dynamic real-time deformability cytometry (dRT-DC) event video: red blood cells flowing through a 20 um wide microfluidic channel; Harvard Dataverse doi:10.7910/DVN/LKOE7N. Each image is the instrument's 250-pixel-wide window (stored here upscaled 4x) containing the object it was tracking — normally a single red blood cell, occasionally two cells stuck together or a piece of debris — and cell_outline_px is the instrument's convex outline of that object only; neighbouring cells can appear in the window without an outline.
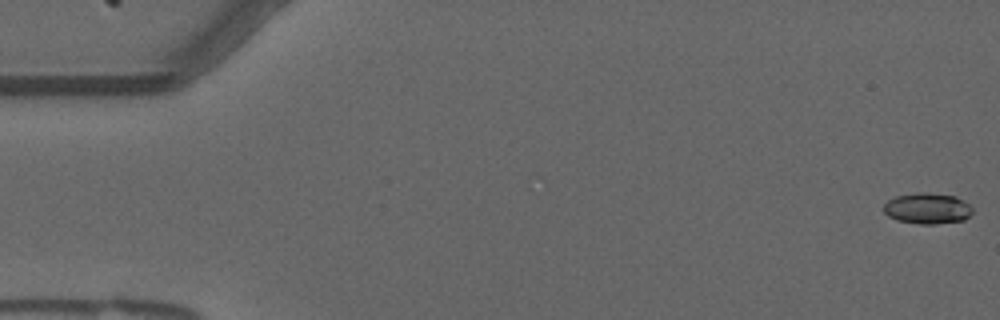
{"species": "common noctule bat (a hibernating species)", "species_latin": "Nyctalus noctula", "temperature_condition": "warm", "stored_images_in_passage": 42, "camera_frame_rate_fps": 3000, "um_per_image_px": 0.085, "animal": {"sex": "male", "forearm_length_mm": 52.5}, "frame": {"image": 1, "passage_image": 1, "time_ms": 0.0, "image_size_px": [1000, 320], "cell_outline_px": [[972, 212], [964, 220], [936, 224], [920, 224], [896, 220], [888, 216], [884, 212], [884, 204], [888, 200], [896, 196], [916, 192], [928, 192], [956, 196], [964, 200], [972, 208]], "centroid_in_image_um": [78.82, 17.71], "position_along_channel_um": 6.2, "area_um2": 16.13}}
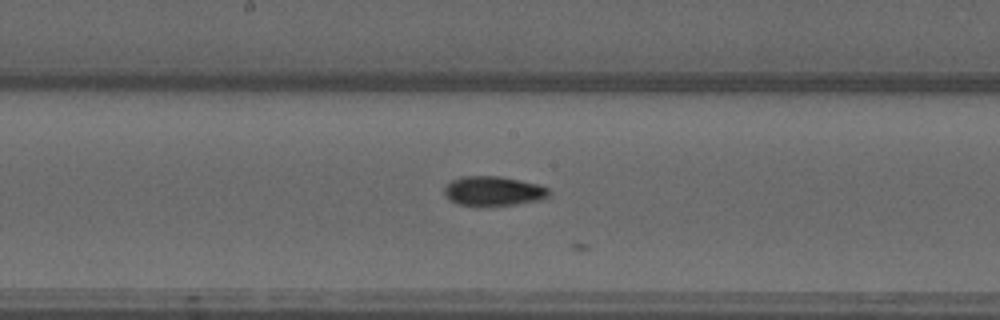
{"frame": {"image": 2, "passage_image": 29, "time_ms": 9.333, "image_size_px": [1000, 320], "cell_outline_px": [[552, 192], [544, 200], [516, 204], [476, 208], [460, 204], [444, 196], [444, 184], [460, 176], [500, 176], [540, 184], [548, 188]], "centroid_in_image_um": [41.94, 16.26], "position_along_channel_um": 206.3, "area_um2": 18.73}}